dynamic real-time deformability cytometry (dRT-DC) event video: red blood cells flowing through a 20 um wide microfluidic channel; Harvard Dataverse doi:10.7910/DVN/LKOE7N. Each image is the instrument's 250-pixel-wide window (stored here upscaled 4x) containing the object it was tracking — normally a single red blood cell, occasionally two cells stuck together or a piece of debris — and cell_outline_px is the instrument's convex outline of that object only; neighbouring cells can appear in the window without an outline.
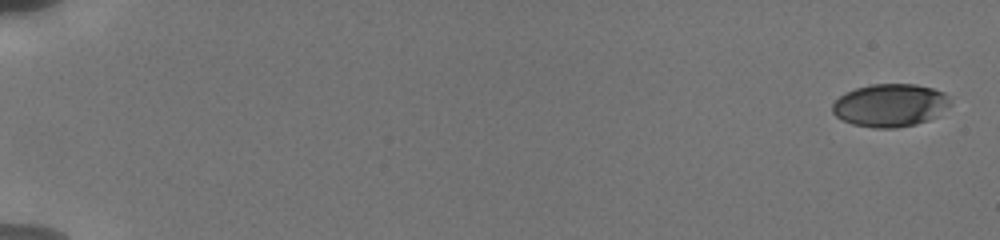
{"species": "human", "species_latin": "Homo sapiens", "temperature_condition": "cold", "stored_images_in_passage": 7, "camera_frame_rate_fps": 3000, "um_per_image_px": 0.085, "donor": {"sex": "male"}, "frame": {"image": 1, "passage_image": 1, "time_ms": 0.0, "image_size_px": [1000, 240], "cell_outline_px": [[952, 104], [936, 116], [928, 120], [916, 124], [896, 128], [872, 128], [852, 124], [836, 116], [832, 112], [832, 104], [844, 92], [856, 88], [872, 84], [916, 84], [932, 88], [944, 92], [948, 96]], "centroid_in_image_um": [75.66, 8.95], "position_along_channel_um": 9.3, "area_um2": 29.59}}